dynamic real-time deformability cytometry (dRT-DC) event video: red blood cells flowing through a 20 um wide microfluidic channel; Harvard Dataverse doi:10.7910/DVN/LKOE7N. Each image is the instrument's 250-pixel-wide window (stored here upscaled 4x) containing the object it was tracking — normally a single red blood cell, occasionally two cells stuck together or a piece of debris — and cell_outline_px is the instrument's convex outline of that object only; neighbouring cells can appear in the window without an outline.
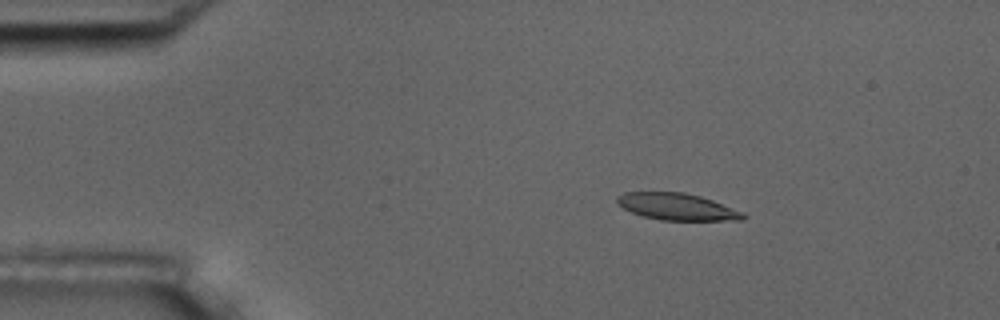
{"species": "common noctule bat (a hibernating species)", "species_latin": "Nyctalus noctula", "temperature_condition": "room temperature", "stored_images_in_passage": 56, "camera_frame_rate_fps": 3000, "um_per_image_px": 0.085, "animal": {"sex": "male", "body_mass_g": 17.5, "forearm_length_mm": 52.3}, "frame": {"image": 1, "passage_image": 10, "time_ms": 3.0, "image_size_px": [1000, 320], "cell_outline_px": [[748, 216], [744, 220], [660, 220], [644, 216], [632, 212], [616, 204], [616, 196], [624, 192], [684, 192], [700, 196], [712, 200], [744, 212]], "centroid_in_image_um": [57.55, 17.57], "position_along_channel_um": 27.4, "area_um2": 19.77}}
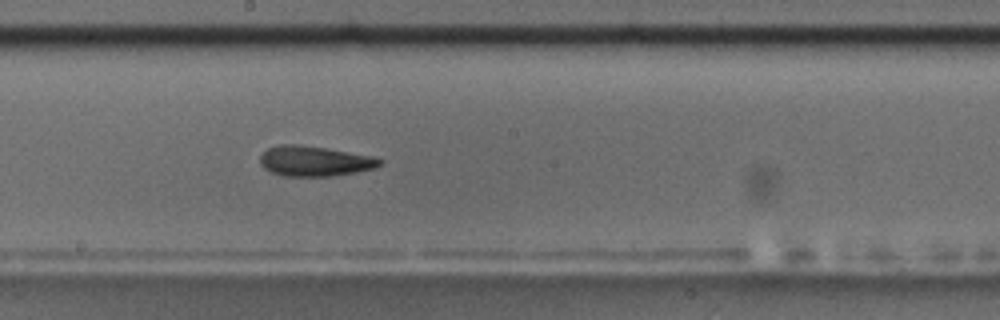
{"frame": {"image": 2, "passage_image": 31, "time_ms": 10.0, "image_size_px": [1000, 320], "cell_outline_px": [[384, 160], [376, 168], [356, 172], [332, 176], [280, 176], [264, 168], [260, 164], [260, 156], [268, 148], [280, 144], [296, 144], [324, 148], [372, 156]], "centroid_in_image_um": [26.72, 13.7], "position_along_channel_um": 221.5, "area_um2": 20.98}}
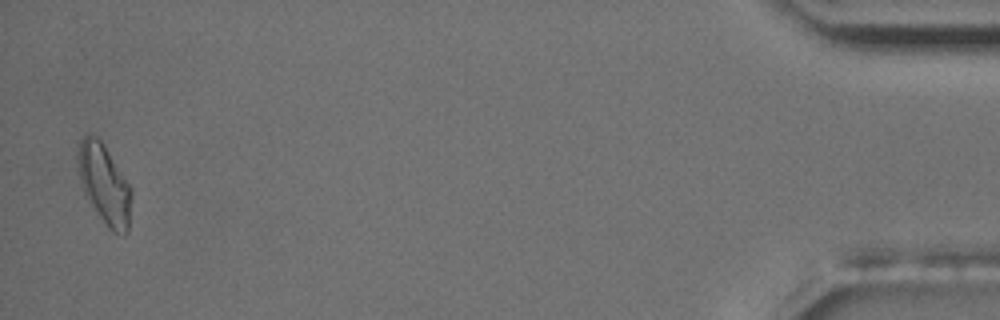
{"frame": {"image": 3, "passage_image": 55, "time_ms": 18.0, "image_size_px": [1000, 320], "cell_outline_px": [[132, 196], [128, 232], [124, 236], [120, 236], [112, 232], [108, 228], [84, 192], [80, 180], [76, 160], [76, 152], [80, 140], [88, 132], [92, 132], [104, 144], [132, 188]], "centroid_in_image_um": [8.88, 15.63], "position_along_channel_um": 426.3, "area_um2": 25.2}, "authors_computed_cell_mechanics": {"area_um2": 20.7791, "velocity_mm_per_s": 3.656, "shape_relaxation_time_tau1_ms": null, "shape_relaxation_time_tau2_ms": 4.2416, "deformation_change_tau1": null, "deformation_change_tau2": 0.1295}}